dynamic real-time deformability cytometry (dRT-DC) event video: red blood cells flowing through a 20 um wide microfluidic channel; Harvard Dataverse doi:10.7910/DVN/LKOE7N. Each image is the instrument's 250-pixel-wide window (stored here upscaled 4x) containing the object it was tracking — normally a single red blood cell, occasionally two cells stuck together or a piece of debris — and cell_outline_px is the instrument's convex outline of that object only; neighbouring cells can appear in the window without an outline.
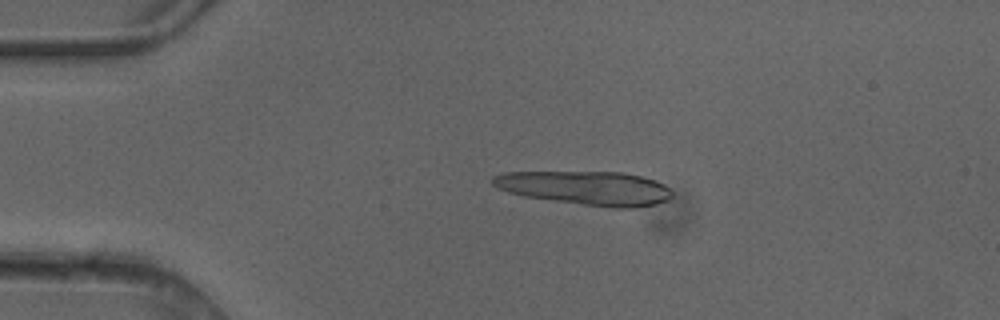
{"species": "common noctule bat (a hibernating species)", "species_latin": "Nyctalus noctula", "temperature_condition": "cold", "stored_images_in_passage": 4, "camera_frame_rate_fps": 3000, "um_per_image_px": 0.085, "animal": {"sex": "female"}, "frame": {"image": 1, "passage_image": 3, "time_ms": 0.667, "image_size_px": [1000, 320], "cell_outline_px": [[672, 196], [668, 200], [656, 204], [636, 208], [612, 208], [524, 196], [508, 192], [496, 188], [492, 184], [492, 176], [504, 172], [624, 172], [656, 180], [664, 184], [672, 192]], "centroid_in_image_um": [49.81, 15.98], "position_along_channel_um": 35.2, "area_um2": 35.49}}